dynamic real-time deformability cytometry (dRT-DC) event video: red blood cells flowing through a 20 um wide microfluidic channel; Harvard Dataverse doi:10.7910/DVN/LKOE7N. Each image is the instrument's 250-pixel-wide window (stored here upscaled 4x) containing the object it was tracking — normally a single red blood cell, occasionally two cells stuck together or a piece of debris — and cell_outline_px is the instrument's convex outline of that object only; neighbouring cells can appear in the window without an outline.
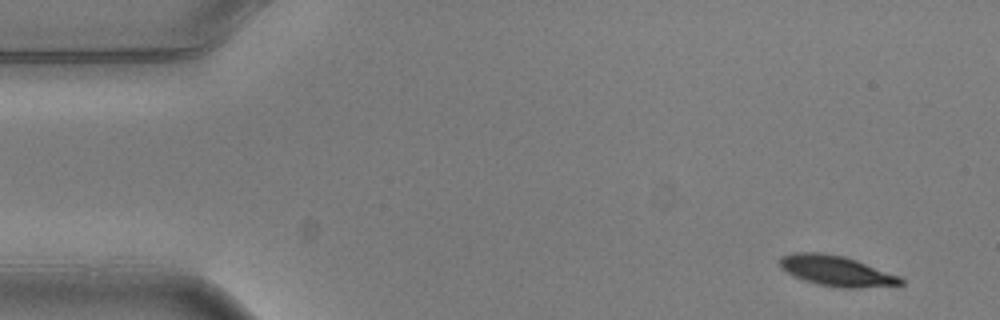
{"species": "common noctule bat (a hibernating species)", "species_latin": "Nyctalus noctula", "temperature_condition": "warm", "stored_images_in_passage": 3, "camera_frame_rate_fps": 3000, "um_per_image_px": 0.085, "animal": {"sex": "male", "body_mass_g": 20.5, "forearm_length_mm": 52.5}, "frame": {"image": 1, "passage_image": 1, "time_ms": 0.0, "image_size_px": [1000, 320], "cell_outline_px": [[904, 284], [860, 288], [840, 288], [816, 284], [792, 276], [780, 268], [780, 256], [792, 252], [820, 252], [844, 256], [856, 260], [900, 276], [904, 280]], "centroid_in_image_um": [71.06, 23.02], "position_along_channel_um": 13.9, "area_um2": 21.62}}
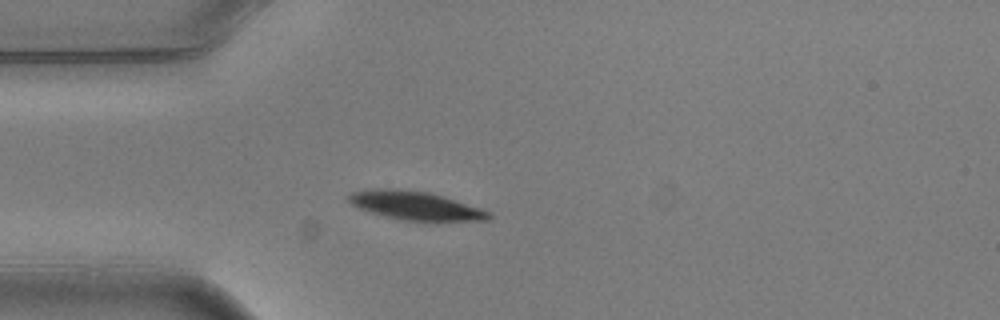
{"frame": {"image": 2, "passage_image": 3, "time_ms": 0.667, "image_size_px": [1000, 320], "cell_outline_px": [[492, 216], [488, 220], [404, 220], [384, 216], [360, 208], [352, 204], [348, 200], [348, 196], [352, 192], [376, 188], [388, 188], [428, 192], [444, 196], [492, 212]], "centroid_in_image_um": [35.32, 17.46], "position_along_channel_um": 49.7, "area_um2": 22.89}}